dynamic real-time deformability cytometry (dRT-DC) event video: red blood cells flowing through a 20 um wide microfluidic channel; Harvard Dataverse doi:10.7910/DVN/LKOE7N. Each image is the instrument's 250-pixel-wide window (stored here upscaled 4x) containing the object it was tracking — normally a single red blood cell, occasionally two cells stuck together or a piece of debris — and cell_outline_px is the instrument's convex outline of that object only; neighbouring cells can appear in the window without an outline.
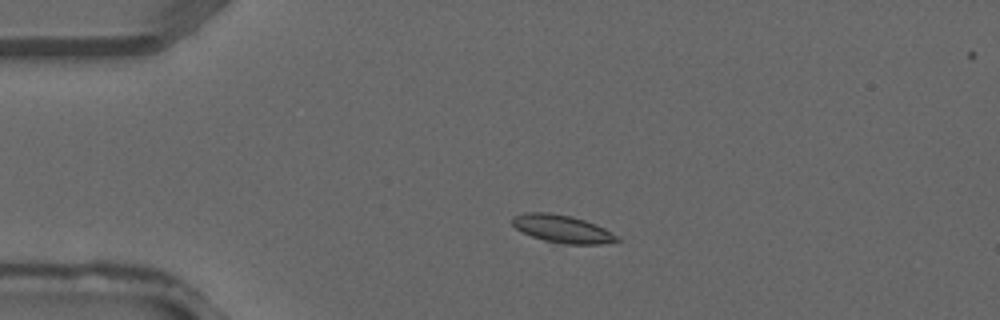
{"species": "common noctule bat (a hibernating species)", "species_latin": "Nyctalus noctula", "temperature_condition": "warm", "stored_images_in_passage": 4, "camera_frame_rate_fps": 3000, "um_per_image_px": 0.085, "animal": {"sex": "male", "forearm_length_mm": 52.5}, "frame": {"image": 1, "passage_image": 2, "time_ms": 0.333, "image_size_px": [1000, 320], "cell_outline_px": [[620, 240], [600, 244], [564, 244], [544, 240], [532, 236], [516, 228], [512, 224], [512, 216], [524, 212], [548, 212], [572, 216], [596, 224], [604, 228], [616, 236]], "centroid_in_image_um": [47.76, 19.44], "position_along_channel_um": 37.2, "area_um2": 16.76}}
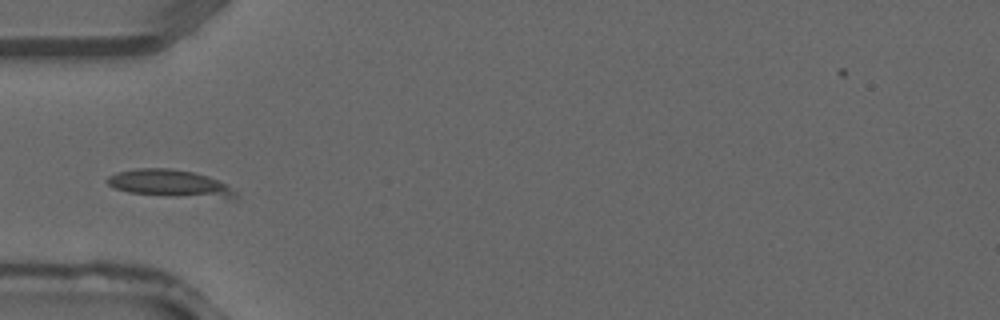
{"frame": {"image": 2, "passage_image": 3, "time_ms": 0.667, "image_size_px": [1000, 320], "cell_outline_px": [[236, 196], [232, 200], [168, 196], [128, 192], [116, 188], [108, 184], [104, 180], [108, 176], [116, 172], [136, 168], [168, 168], [192, 172], [208, 176], [224, 184], [236, 192]], "centroid_in_image_um": [14.45, 15.61], "position_along_channel_um": 70.6, "area_um2": 20.52}}